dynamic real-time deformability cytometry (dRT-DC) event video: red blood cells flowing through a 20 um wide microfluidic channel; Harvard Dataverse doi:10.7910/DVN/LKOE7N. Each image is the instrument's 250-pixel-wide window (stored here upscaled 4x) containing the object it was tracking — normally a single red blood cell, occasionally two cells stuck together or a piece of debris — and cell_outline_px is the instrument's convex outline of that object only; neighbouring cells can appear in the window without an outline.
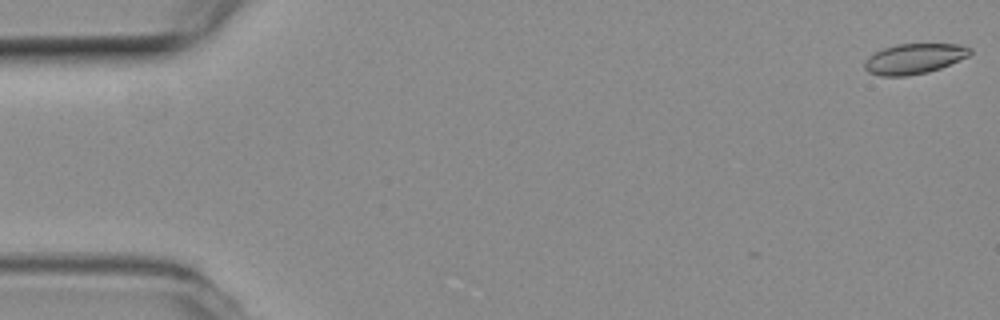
{"species": "common noctule bat (a hibernating species)", "species_latin": "Nyctalus noctula", "temperature_condition": "room temperature", "stored_images_in_passage": 8, "camera_frame_rate_fps": 3000, "um_per_image_px": 0.085, "animal": {"sex": "female", "body_mass_g": 19.3, "forearm_length_mm": 54.1}, "frame": {"image": 1, "passage_image": 1, "time_ms": 0.0, "image_size_px": [1000, 320], "cell_outline_px": [[972, 52], [968, 56], [940, 68], [928, 72], [908, 76], [880, 76], [868, 72], [864, 68], [864, 60], [868, 56], [884, 48], [900, 44], [960, 44], [972, 48]], "centroid_in_image_um": [77.69, 5.0], "position_along_channel_um": 7.3, "area_um2": 18.61}}